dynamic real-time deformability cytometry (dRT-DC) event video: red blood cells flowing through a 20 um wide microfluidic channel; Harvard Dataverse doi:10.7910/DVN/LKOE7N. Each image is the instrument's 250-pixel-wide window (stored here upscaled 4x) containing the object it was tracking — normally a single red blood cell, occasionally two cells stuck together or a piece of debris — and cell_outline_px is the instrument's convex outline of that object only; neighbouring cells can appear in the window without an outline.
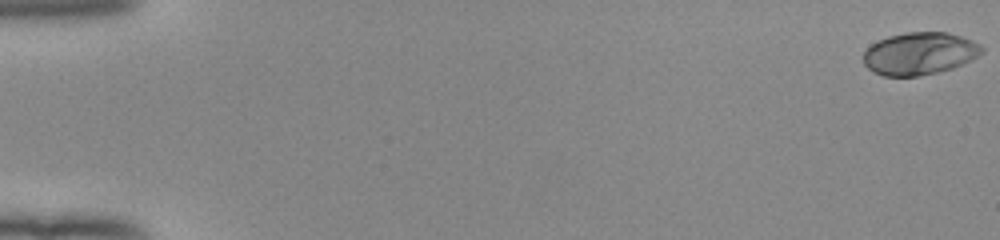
{"species": "human", "species_latin": "Homo sapiens", "temperature_condition": "room temperature", "stored_images_in_passage": 53, "camera_frame_rate_fps": 3000, "um_per_image_px": 0.085, "donor": {"sex": "female"}, "frame": {"image": 1, "passage_image": 1, "time_ms": 0.0, "image_size_px": [1000, 240], "cell_outline_px": [[984, 52], [952, 68], [920, 76], [884, 76], [868, 68], [864, 64], [864, 52], [872, 44], [888, 36], [908, 32], [944, 32], [960, 36], [972, 40], [980, 44], [984, 48]], "centroid_in_image_um": [78.16, 4.54], "position_along_channel_um": 6.8, "area_um2": 28.9}}
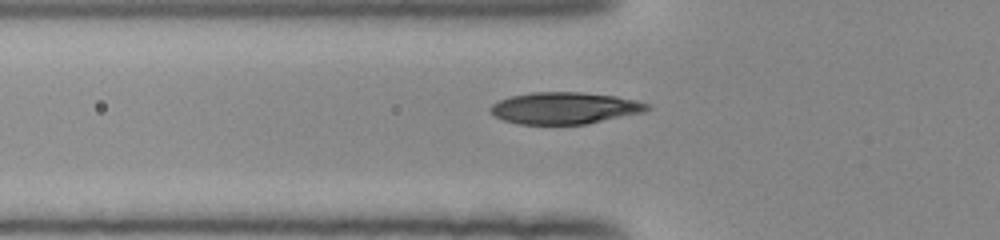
{"frame": {"image": 2, "passage_image": 20, "time_ms": 6.333, "image_size_px": [1000, 240], "cell_outline_px": [[652, 108], [644, 112], [584, 124], [516, 124], [504, 120], [488, 112], [488, 108], [492, 104], [500, 100], [512, 96], [532, 92], [580, 92], [616, 96], [636, 100], [648, 104]], "centroid_in_image_um": [47.97, 9.18], "position_along_channel_um": 77.8, "area_um2": 28.96}}
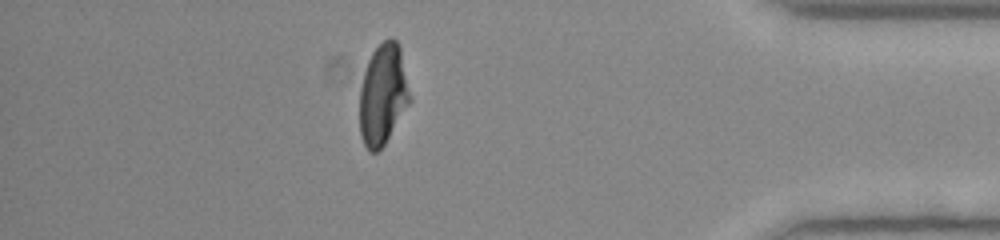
{"frame": {"image": 3, "passage_image": 47, "time_ms": 15.333, "image_size_px": [1000, 240], "cell_outline_px": [[412, 100], [384, 144], [376, 152], [368, 152], [360, 136], [360, 88], [364, 72], [368, 60], [372, 52], [388, 36], [392, 36], [396, 40], [400, 48], [412, 96]], "centroid_in_image_um": [32.56, 8.02], "position_along_channel_um": 402.6, "area_um2": 29.77}, "authors_computed_cell_mechanics": {"area_um2": 29.5936, "velocity_mm_per_s": 3.9947, "shape_relaxation_time_tau1_ms": 4.1907, "shape_relaxation_time_tau2_ms": null, "deformation_change_tau1": 0.2087, "deformation_change_tau2": null}}